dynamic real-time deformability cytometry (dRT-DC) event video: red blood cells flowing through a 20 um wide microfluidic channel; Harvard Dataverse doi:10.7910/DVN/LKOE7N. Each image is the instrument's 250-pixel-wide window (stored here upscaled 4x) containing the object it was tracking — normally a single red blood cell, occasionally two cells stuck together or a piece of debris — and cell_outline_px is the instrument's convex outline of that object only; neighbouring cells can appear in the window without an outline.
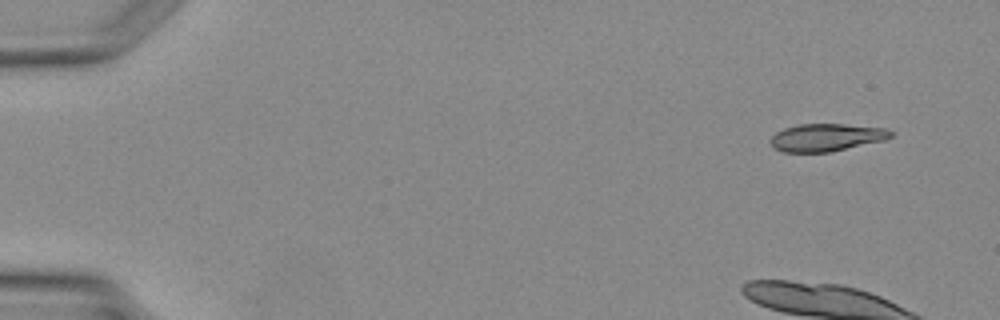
{"species": "Egyptian fruit bat (a non-hibernating species)", "species_latin": "Rousettus aegyptiacus", "temperature_condition": "warm", "stored_images_in_passage": 5, "camera_frame_rate_fps": 3000, "um_per_image_px": 0.085, "animal": {"sex": "female"}, "frame": {"image": 1, "passage_image": 1, "time_ms": 0.0, "image_size_px": [1000, 320], "cell_outline_px": [[892, 136], [884, 140], [832, 152], [784, 152], [772, 148], [768, 140], [776, 132], [784, 128], [800, 124], [844, 124], [888, 128], [892, 132]], "centroid_in_image_um": [70.22, 11.68], "position_along_channel_um": 14.8, "area_um2": 19.54}}